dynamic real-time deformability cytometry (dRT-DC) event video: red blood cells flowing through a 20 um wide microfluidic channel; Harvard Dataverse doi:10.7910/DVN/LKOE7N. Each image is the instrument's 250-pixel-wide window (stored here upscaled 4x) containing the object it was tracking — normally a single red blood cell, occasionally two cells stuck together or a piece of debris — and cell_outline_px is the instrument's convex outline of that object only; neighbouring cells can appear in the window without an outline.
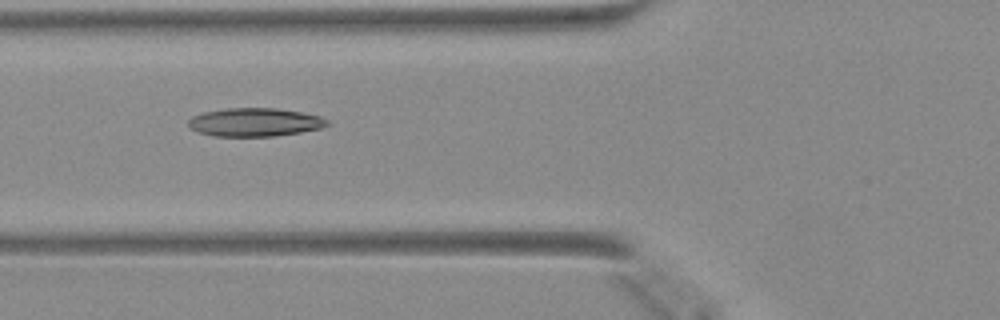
{"species": "Egyptian fruit bat (a non-hibernating species)", "species_latin": "Rousettus aegyptiacus", "temperature_condition": "warm", "stored_images_in_passage": 11, "camera_frame_rate_fps": 3000, "um_per_image_px": 0.085, "animal": {"sex": "female"}, "frame": {"image": 1, "passage_image": 4, "time_ms": 1.0, "image_size_px": [1000, 320], "cell_outline_px": [[332, 124], [320, 128], [300, 132], [272, 136], [212, 136], [196, 132], [188, 124], [188, 120], [192, 116], [204, 112], [224, 108], [276, 108], [300, 112], [320, 116], [328, 120]], "centroid_in_image_um": [21.65, 10.38], "position_along_channel_um": 104.2, "area_um2": 23.0}}